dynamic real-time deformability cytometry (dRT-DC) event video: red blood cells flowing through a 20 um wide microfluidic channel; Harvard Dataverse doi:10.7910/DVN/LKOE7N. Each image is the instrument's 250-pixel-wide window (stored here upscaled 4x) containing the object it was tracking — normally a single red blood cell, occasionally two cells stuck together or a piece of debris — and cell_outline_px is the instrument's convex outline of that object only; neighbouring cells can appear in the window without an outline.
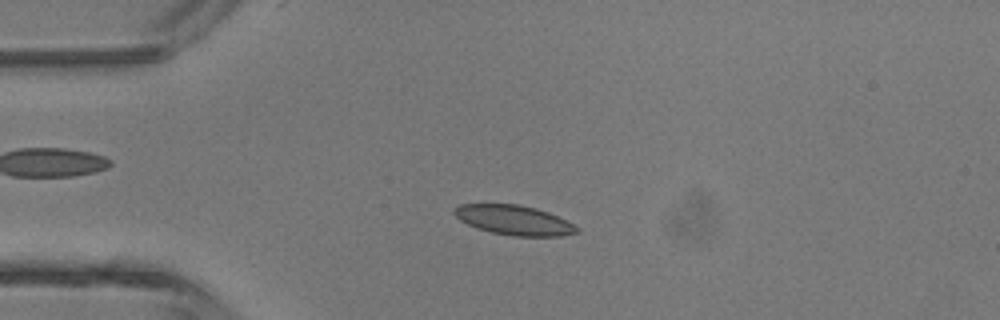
{"species": "common noctule bat (a hibernating species)", "species_latin": "Nyctalus noctula", "temperature_condition": "room temperature", "stored_images_in_passage": 46, "camera_frame_rate_fps": 3000, "um_per_image_px": 0.085, "animal": {"sex": "male", "body_mass_g": 13.3}, "frame": {"image": 1, "passage_image": 11, "time_ms": 3.333, "image_size_px": [1000, 320], "cell_outline_px": [[580, 232], [560, 236], [512, 236], [492, 232], [476, 228], [460, 220], [452, 212], [460, 204], [520, 204], [536, 208], [548, 212], [580, 228]], "centroid_in_image_um": [43.69, 18.71], "position_along_channel_um": 41.3, "area_um2": 21.1}}
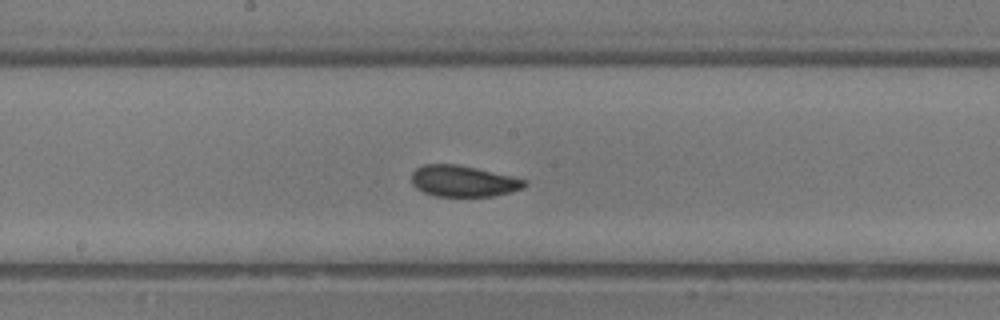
{"frame": {"image": 2, "passage_image": 24, "time_ms": 7.667, "image_size_px": [1000, 320], "cell_outline_px": [[528, 184], [524, 188], [512, 192], [492, 196], [436, 196], [424, 192], [416, 188], [412, 184], [412, 172], [416, 168], [424, 164], [460, 164], [512, 176], [528, 180]], "centroid_in_image_um": [39.41, 15.39], "position_along_channel_um": 208.8, "area_um2": 20.75}}
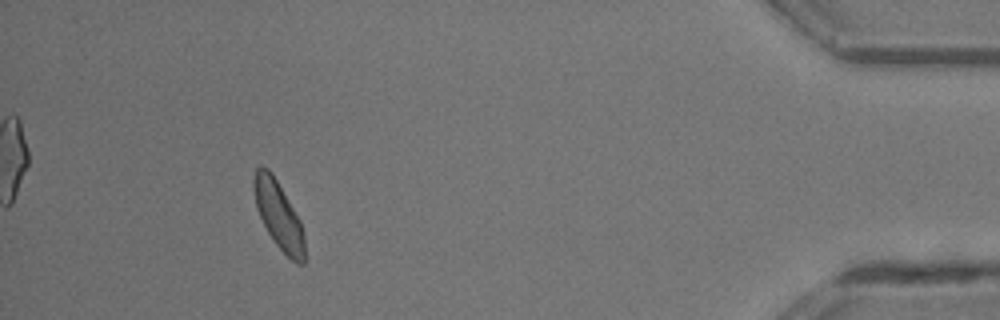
{"frame": {"image": 3, "passage_image": 42, "time_ms": 13.667, "image_size_px": [1000, 320], "cell_outline_px": [[304, 264], [296, 264], [276, 244], [268, 232], [260, 216], [256, 204], [252, 188], [252, 180], [256, 168], [260, 164], [268, 168], [272, 172], [300, 220], [304, 232]], "centroid_in_image_um": [23.66, 18.23], "position_along_channel_um": 411.5, "area_um2": 19.88}, "authors_computed_cell_mechanics": {"area_um2": 20.4901, "velocity_mm_per_s": 4.4542, "shape_relaxation_time_tau1_ms": 3.8417, "shape_relaxation_time_tau2_ms": 1.8858, "deformation_change_tau1": 0.0997, "deformation_change_tau2": 0.0739}}